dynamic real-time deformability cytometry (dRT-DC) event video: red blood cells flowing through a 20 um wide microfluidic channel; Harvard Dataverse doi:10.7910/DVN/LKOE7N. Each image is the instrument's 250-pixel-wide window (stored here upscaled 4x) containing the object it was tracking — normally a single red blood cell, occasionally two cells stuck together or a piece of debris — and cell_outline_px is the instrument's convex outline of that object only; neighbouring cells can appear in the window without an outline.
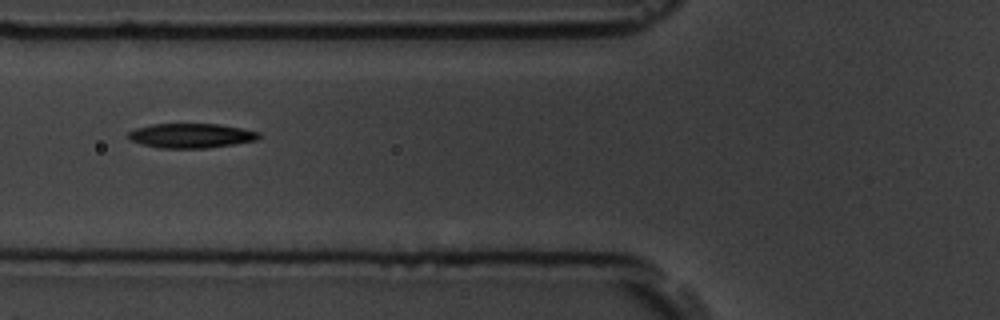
{"species": "common noctule bat (a hibernating species)", "species_latin": "Nyctalus noctula", "temperature_condition": "room temperature", "stored_images_in_passage": 6, "camera_frame_rate_fps": 3000, "um_per_image_px": 0.085, "animal": {"sex": "male", "body_mass_g": 19.5, "forearm_length_mm": 54.6}, "frame": {"image": 1, "passage_image": 6, "time_ms": 6.0, "image_size_px": [1000, 320], "cell_outline_px": [[260, 136], [256, 140], [232, 144], [204, 148], [160, 148], [144, 144], [132, 140], [128, 136], [128, 132], [136, 128], [152, 124], [220, 124], [244, 128], [260, 132]], "centroid_in_image_um": [16.28, 11.52], "position_along_channel_um": 109.5, "area_um2": 18.5}}